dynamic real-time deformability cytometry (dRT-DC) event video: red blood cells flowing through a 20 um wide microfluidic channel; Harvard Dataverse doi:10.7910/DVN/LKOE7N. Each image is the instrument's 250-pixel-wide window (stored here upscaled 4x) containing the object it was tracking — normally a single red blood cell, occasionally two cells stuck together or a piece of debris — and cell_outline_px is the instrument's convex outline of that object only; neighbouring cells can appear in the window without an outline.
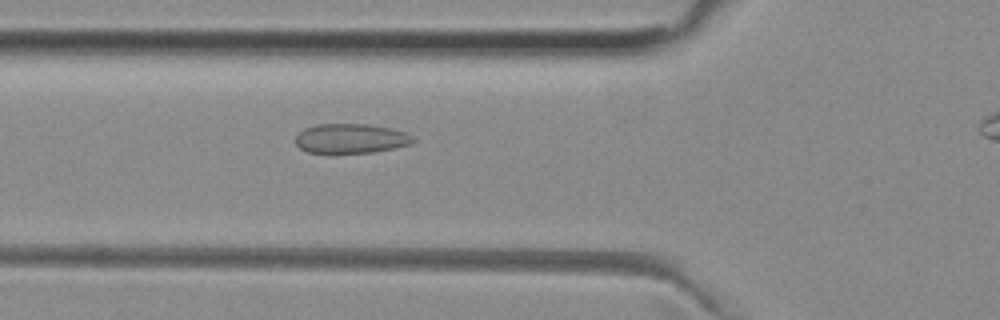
{"species": "common noctule bat (a hibernating species)", "species_latin": "Nyctalus noctula", "temperature_condition": "room temperature", "stored_images_in_passage": 43, "camera_frame_rate_fps": 3000, "um_per_image_px": 0.085, "animal": {"sex": "female", "body_mass_g": 29.2, "forearm_length_mm": 56.3}, "frame": {"image": 1, "passage_image": 16, "time_ms": 5.0, "image_size_px": [1000, 320], "cell_outline_px": [[416, 140], [412, 144], [372, 152], [308, 152], [300, 148], [296, 144], [296, 136], [304, 128], [316, 124], [368, 124], [392, 128], [404, 132], [412, 136]], "centroid_in_image_um": [29.83, 11.75], "position_along_channel_um": 96.0, "area_um2": 20.06}}
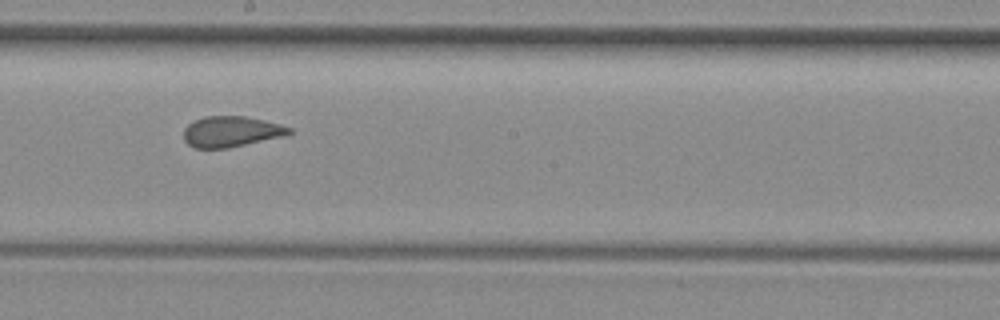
{"frame": {"image": 2, "passage_image": 26, "time_ms": 8.333, "image_size_px": [1000, 320], "cell_outline_px": [[292, 132], [280, 136], [228, 148], [196, 148], [188, 144], [184, 140], [184, 128], [188, 124], [204, 116], [244, 116], [264, 120], [280, 124], [292, 128]], "centroid_in_image_um": [19.61, 11.17], "position_along_channel_um": 228.6, "area_um2": 18.61}}
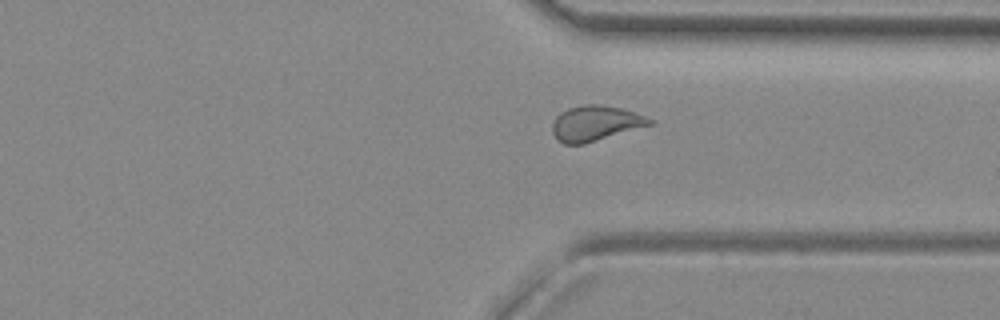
{"frame": {"image": 3, "passage_image": 36, "time_ms": 11.667, "image_size_px": [1000, 320], "cell_outline_px": [[656, 124], [584, 144], [564, 144], [556, 140], [552, 132], [552, 124], [556, 116], [560, 112], [568, 108], [584, 104], [596, 104], [620, 108], [648, 116], [656, 120]], "centroid_in_image_um": [50.65, 10.49], "position_along_channel_um": 360.7, "area_um2": 20.4}, "authors_computed_cell_mechanics": {"area_um2": 20.0566, "velocity_mm_per_s": 3.9661, "shape_relaxation_time_tau1_ms": null, "shape_relaxation_time_tau2_ms": 1.1608, "deformation_change_tau1": null, "deformation_change_tau2": 0.0617}}